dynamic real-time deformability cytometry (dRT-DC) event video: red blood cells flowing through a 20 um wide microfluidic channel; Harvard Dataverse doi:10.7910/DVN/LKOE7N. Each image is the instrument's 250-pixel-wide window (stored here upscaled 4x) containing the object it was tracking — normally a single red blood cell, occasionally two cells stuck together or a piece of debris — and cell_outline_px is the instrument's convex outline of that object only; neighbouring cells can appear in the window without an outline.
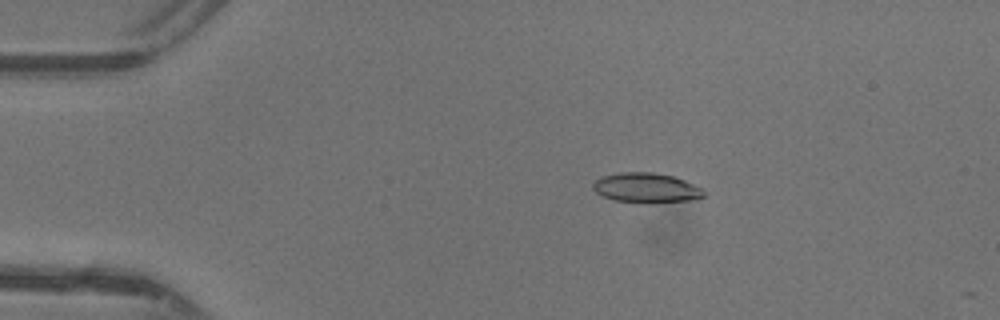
{"species": "common noctule bat (a hibernating species)", "species_latin": "Nyctalus noctula", "temperature_condition": "warm", "stored_images_in_passage": 44, "camera_frame_rate_fps": 3000, "um_per_image_px": 0.085, "animal": {"sex": "female"}, "frame": {"image": 1, "passage_image": 6, "time_ms": 1.667, "image_size_px": [1000, 320], "cell_outline_px": [[704, 196], [696, 200], [656, 204], [648, 204], [616, 200], [604, 196], [596, 192], [592, 188], [592, 184], [596, 180], [604, 176], [620, 172], [652, 172], [672, 176], [684, 180], [704, 188]], "centroid_in_image_um": [54.99, 15.99], "position_along_channel_um": 30.0, "area_um2": 19.59}}
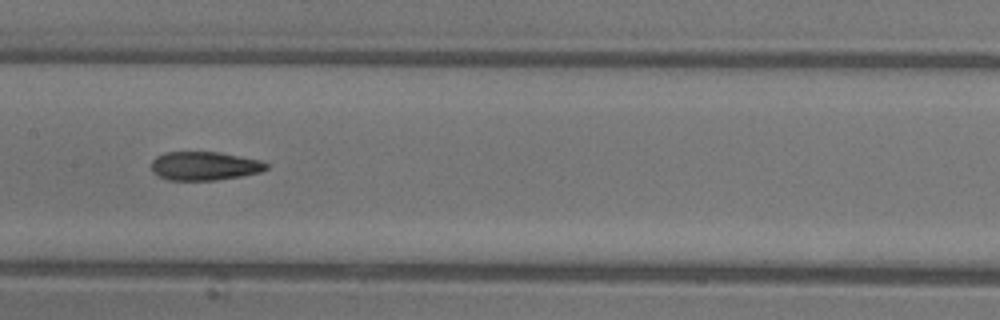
{"frame": {"image": 2, "passage_image": 21, "time_ms": 6.667, "image_size_px": [1000, 320], "cell_outline_px": [[268, 168], [260, 172], [240, 176], [216, 180], [168, 180], [152, 172], [152, 160], [156, 156], [164, 152], [220, 152], [260, 160], [268, 164]], "centroid_in_image_um": [17.37, 14.1], "position_along_channel_um": 190.0, "area_um2": 19.19}}
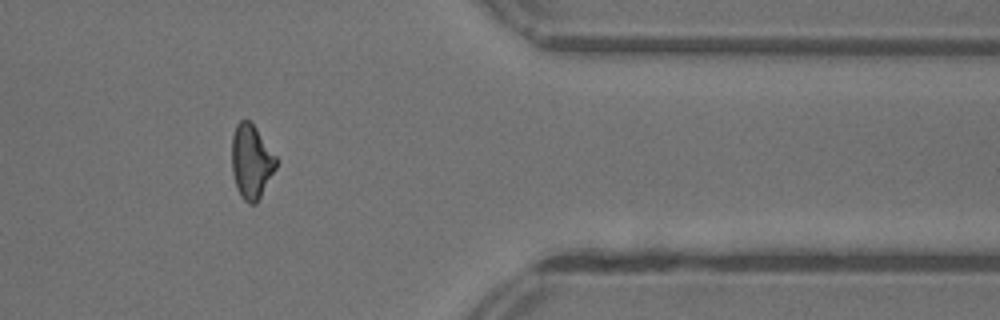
{"frame": {"image": 3, "passage_image": 36, "time_ms": 11.667, "image_size_px": [1000, 320], "cell_outline_px": [[276, 168], [256, 204], [248, 204], [240, 196], [236, 188], [232, 172], [232, 136], [236, 124], [240, 120], [248, 120], [256, 128], [276, 156]], "centroid_in_image_um": [21.34, 13.75], "position_along_channel_um": 390.1, "area_um2": 19.07}, "authors_computed_cell_mechanics": {"area_um2": 19.5075, "velocity_mm_per_s": 4.4014, "shape_relaxation_time_tau1_ms": null, "shape_relaxation_time_tau2_ms": 2.5928, "deformation_change_tau1": null, "deformation_change_tau2": 0.1019}}